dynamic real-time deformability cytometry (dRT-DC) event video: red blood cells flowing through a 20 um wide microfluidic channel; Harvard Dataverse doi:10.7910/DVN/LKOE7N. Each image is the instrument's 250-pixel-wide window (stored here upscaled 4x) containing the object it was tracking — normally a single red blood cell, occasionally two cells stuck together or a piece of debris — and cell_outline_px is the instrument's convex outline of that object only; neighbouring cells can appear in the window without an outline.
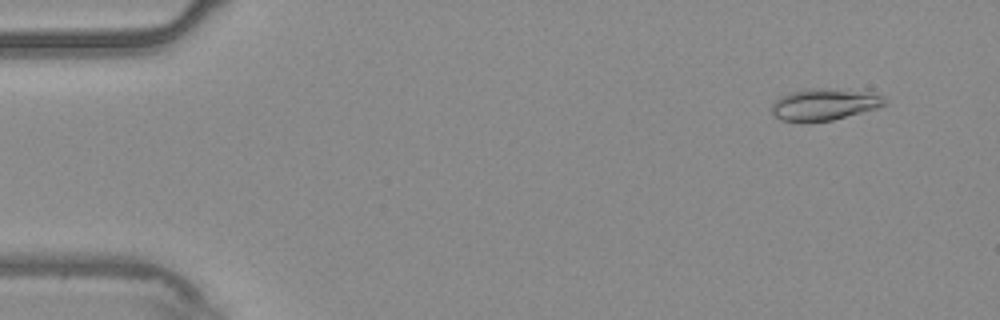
{"species": "common noctule bat (a hibernating species)", "species_latin": "Nyctalus noctula", "temperature_condition": "warm", "stored_images_in_passage": 54, "camera_frame_rate_fps": 3000, "um_per_image_px": 0.085, "animal": {"sex": "male", "body_mass_g": 20.4}, "frame": {"image": 1, "passage_image": 4, "time_ms": 1.0, "image_size_px": [1000, 320], "cell_outline_px": [[888, 104], [876, 108], [832, 120], [808, 124], [780, 120], [772, 116], [772, 104], [780, 96], [804, 88], [828, 88], [884, 96], [888, 100]], "centroid_in_image_um": [69.98, 8.91], "position_along_channel_um": 15.0, "area_um2": 21.04}}
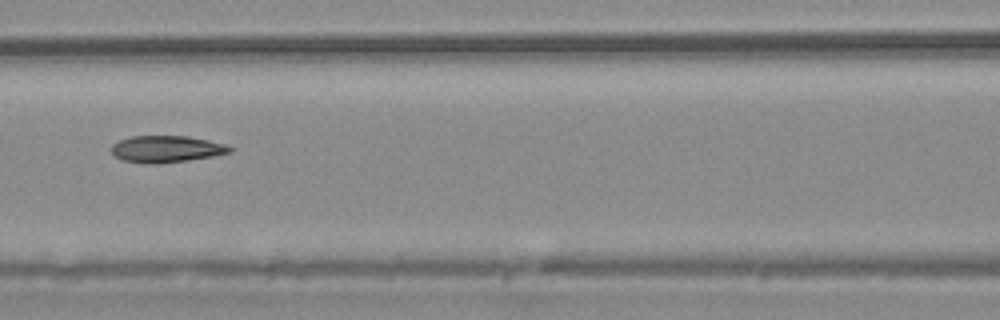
{"frame": {"image": 2, "passage_image": 24, "time_ms": 7.667, "image_size_px": [1000, 320], "cell_outline_px": [[232, 152], [212, 156], [156, 164], [148, 164], [124, 160], [112, 156], [112, 144], [120, 140], [132, 136], [188, 136], [228, 144], [232, 148]], "centroid_in_image_um": [14.14, 12.66], "position_along_channel_um": 152.5, "area_um2": 18.38}}
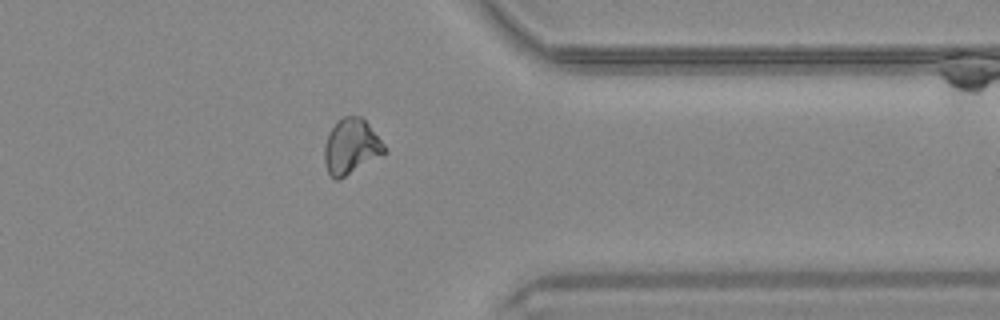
{"frame": {"image": 3, "passage_image": 43, "time_ms": 14.0, "image_size_px": [1000, 320], "cell_outline_px": [[388, 152], [340, 180], [336, 180], [328, 172], [324, 164], [324, 144], [328, 132], [344, 116], [360, 116], [368, 124], [384, 144]], "centroid_in_image_um": [29.84, 12.49], "position_along_channel_um": 381.6, "area_um2": 19.36}, "authors_computed_cell_mechanics": {"area_um2": 19.2763, "velocity_mm_per_s": 3.7519, "shape_relaxation_time_tau1_ms": null, "shape_relaxation_time_tau2_ms": 2.7847, "deformation_change_tau1": null, "deformation_change_tau2": 0.076}}